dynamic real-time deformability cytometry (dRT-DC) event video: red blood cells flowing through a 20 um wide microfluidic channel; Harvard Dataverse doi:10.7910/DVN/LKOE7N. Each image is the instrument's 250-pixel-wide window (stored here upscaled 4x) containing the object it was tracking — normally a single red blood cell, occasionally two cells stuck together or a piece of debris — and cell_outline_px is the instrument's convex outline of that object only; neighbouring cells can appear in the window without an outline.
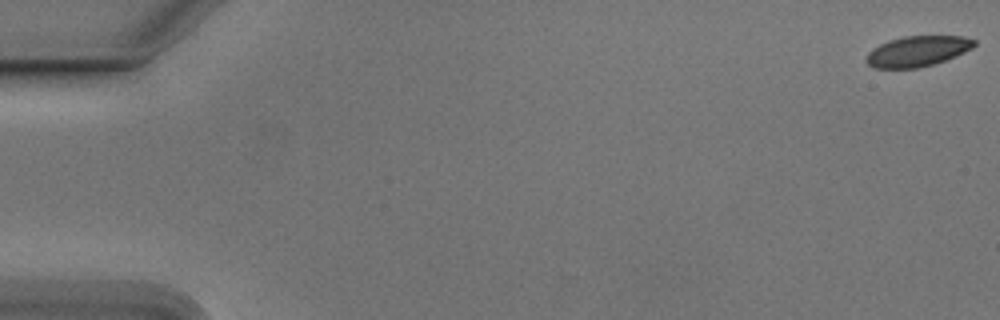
{"species": "Egyptian fruit bat (a non-hibernating species)", "species_latin": "Rousettus aegyptiacus", "temperature_condition": "cold", "stored_images_in_passage": 56, "segment_of_instrument_passage": [1, 2], "camera_frame_rate_fps": 3000, "um_per_image_px": 0.085, "animal": {"sex": "male"}, "frame": {"image": 1, "passage_image": 1, "time_ms": 0.0, "image_size_px": [1000, 320], "cell_outline_px": [[976, 44], [972, 48], [964, 52], [944, 60], [932, 64], [916, 68], [872, 68], [864, 60], [868, 52], [872, 48], [888, 40], [904, 36], [964, 36], [976, 40]], "centroid_in_image_um": [77.95, 4.35], "position_along_channel_um": 7.1, "area_um2": 19.19}}
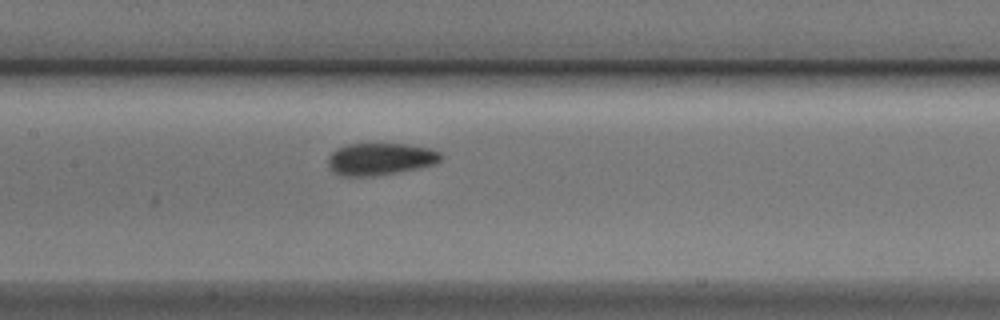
{"frame": {"image": 2, "passage_image": 27, "time_ms": 8.667, "image_size_px": [1000, 320], "cell_outline_px": [[444, 160], [436, 164], [420, 168], [400, 172], [376, 176], [340, 176], [332, 172], [328, 168], [328, 156], [336, 148], [348, 144], [404, 144], [432, 148], [440, 152], [444, 156]], "centroid_in_image_um": [32.35, 13.53], "position_along_channel_um": 175.0, "area_um2": 21.68}}
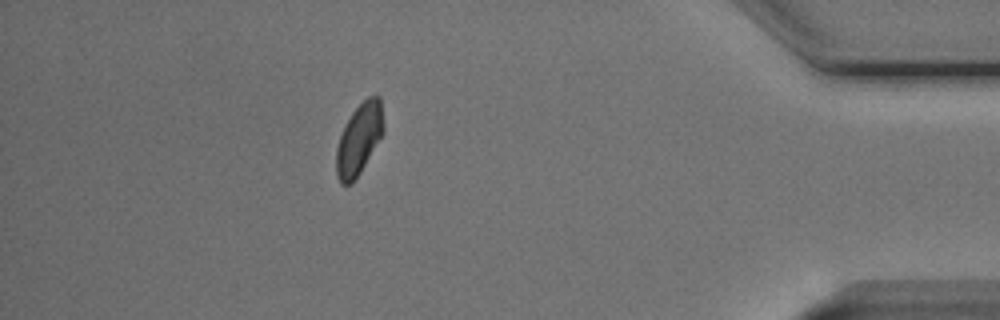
{"frame": {"image": 3, "passage_image": 49, "time_ms": 16.0, "image_size_px": [1000, 320], "cell_outline_px": [[384, 132], [360, 172], [352, 184], [340, 184], [336, 176], [336, 148], [340, 136], [352, 112], [368, 96], [380, 96], [384, 128]], "centroid_in_image_um": [30.51, 11.84], "position_along_channel_um": 404.7, "area_um2": 19.36}}